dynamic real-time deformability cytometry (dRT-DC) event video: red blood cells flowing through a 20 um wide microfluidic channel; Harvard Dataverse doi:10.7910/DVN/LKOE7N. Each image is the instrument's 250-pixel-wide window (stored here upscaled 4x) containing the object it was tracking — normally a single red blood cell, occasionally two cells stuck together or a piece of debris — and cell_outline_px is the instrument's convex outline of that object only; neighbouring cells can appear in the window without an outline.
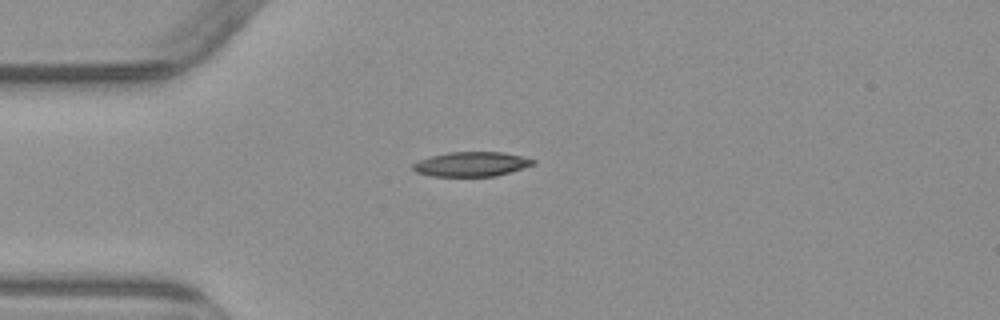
{"species": "common noctule bat (a hibernating species)", "species_latin": "Nyctalus noctula", "temperature_condition": "warm", "stored_images_in_passage": 4, "camera_frame_rate_fps": 3000, "um_per_image_px": 0.085, "animal": {"sex": "male", "body_mass_g": 23.1, "forearm_length_mm": 52.7}, "frame": {"image": 1, "passage_image": 1, "time_ms": 0.0, "image_size_px": [1000, 320], "cell_outline_px": [[536, 164], [496, 176], [432, 176], [416, 172], [412, 168], [412, 164], [420, 160], [432, 156], [448, 152], [504, 152], [536, 160]], "centroid_in_image_um": [40.08, 13.95], "position_along_channel_um": 44.9, "area_um2": 17.11}}
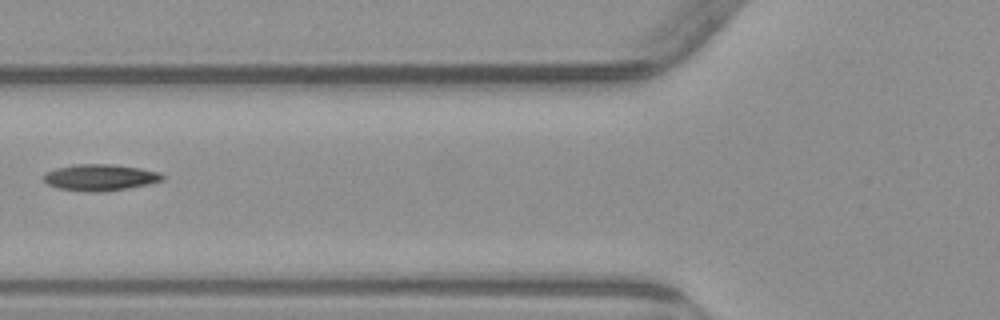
{"frame": {"image": 2, "passage_image": 3, "time_ms": 2.333, "image_size_px": [1000, 320], "cell_outline_px": [[164, 180], [148, 184], [124, 188], [96, 192], [88, 192], [56, 188], [48, 184], [44, 180], [44, 172], [56, 168], [76, 164], [116, 164], [140, 168], [160, 172], [164, 176]], "centroid_in_image_um": [8.49, 15.07], "position_along_channel_um": 117.3, "area_um2": 18.26}}
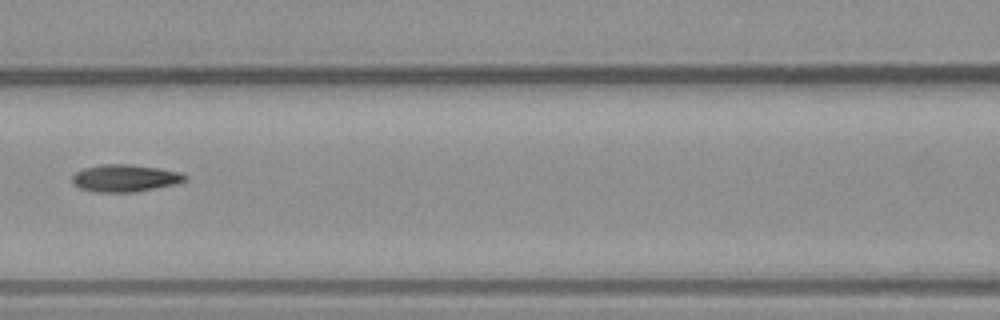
{"frame": {"image": 3, "passage_image": 4, "time_ms": 3.333, "image_size_px": [1000, 320], "cell_outline_px": [[188, 180], [176, 184], [136, 192], [96, 192], [80, 188], [72, 184], [72, 176], [76, 172], [84, 168], [100, 164], [128, 164], [160, 168], [180, 172], [188, 176]], "centroid_in_image_um": [10.64, 15.14], "position_along_channel_um": 156.0, "area_um2": 18.09}}